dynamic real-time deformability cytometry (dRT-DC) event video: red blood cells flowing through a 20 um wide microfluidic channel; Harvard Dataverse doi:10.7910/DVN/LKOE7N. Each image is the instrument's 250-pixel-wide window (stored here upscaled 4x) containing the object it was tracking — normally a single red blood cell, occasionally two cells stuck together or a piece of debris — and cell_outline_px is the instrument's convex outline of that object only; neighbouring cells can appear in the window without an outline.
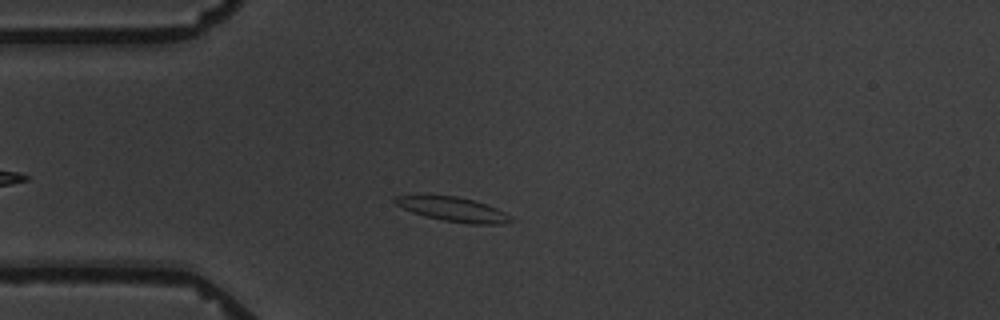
{"species": "common noctule bat (a hibernating species)", "species_latin": "Nyctalus noctula", "temperature_condition": "warm", "stored_images_in_passage": 6, "camera_frame_rate_fps": 3000, "um_per_image_px": 0.085, "animal": {"sex": "male", "body_mass_g": 19.5, "forearm_length_mm": 54.6}, "frame": {"image": 1, "passage_image": 4, "time_ms": 3.667, "image_size_px": [1000, 320], "cell_outline_px": [[516, 220], [496, 224], [468, 224], [444, 220], [424, 216], [412, 212], [396, 204], [392, 200], [392, 196], [456, 196], [472, 200], [496, 208], [512, 216]], "centroid_in_image_um": [38.52, 17.8], "position_along_channel_um": 46.5, "area_um2": 16.13}}
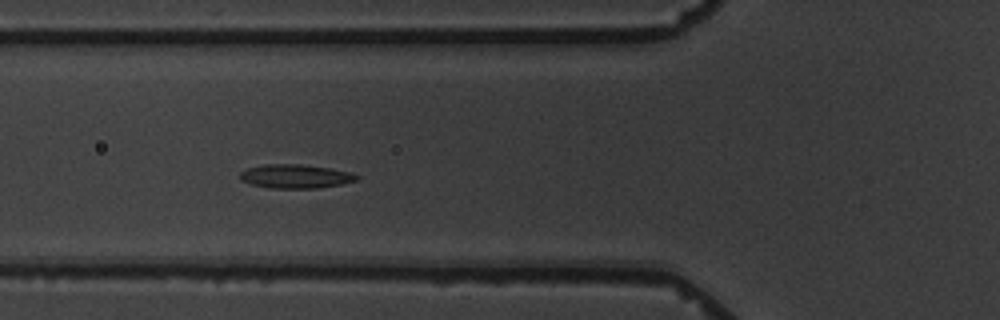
{"frame": {"image": 2, "passage_image": 6, "time_ms": 5.667, "image_size_px": [1000, 320], "cell_outline_px": [[360, 176], [356, 180], [340, 184], [316, 188], [268, 188], [252, 184], [240, 180], [240, 172], [248, 168], [264, 164], [300, 164], [328, 168], [352, 172]], "centroid_in_image_um": [25.1, 14.98], "position_along_channel_um": 100.7, "area_um2": 16.13}}